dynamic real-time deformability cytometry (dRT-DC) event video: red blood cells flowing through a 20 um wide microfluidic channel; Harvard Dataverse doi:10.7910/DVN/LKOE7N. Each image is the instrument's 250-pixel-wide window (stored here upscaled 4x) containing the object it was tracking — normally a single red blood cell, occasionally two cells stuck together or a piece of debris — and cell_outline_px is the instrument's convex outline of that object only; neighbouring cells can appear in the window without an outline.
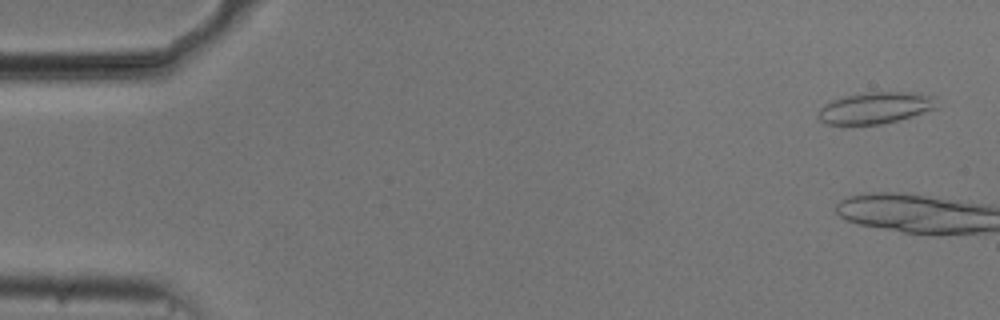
{"species": "common noctule bat (a hibernating species)", "species_latin": "Nyctalus noctula", "temperature_condition": "cold", "stored_images_in_passage": 11, "camera_frame_rate_fps": 3000, "um_per_image_px": 0.085, "animal": {"sex": "male", "body_mass_g": 20.5, "forearm_length_mm": 52.5}, "frame": {"image": 1, "passage_image": 2, "time_ms": 0.333, "image_size_px": [1000, 320], "cell_outline_px": [[936, 108], [900, 120], [880, 124], [828, 124], [820, 120], [816, 116], [820, 108], [824, 104], [832, 100], [844, 96], [864, 92], [916, 92], [936, 96]], "centroid_in_image_um": [74.41, 9.15], "position_along_channel_um": 10.6, "area_um2": 21.91}}